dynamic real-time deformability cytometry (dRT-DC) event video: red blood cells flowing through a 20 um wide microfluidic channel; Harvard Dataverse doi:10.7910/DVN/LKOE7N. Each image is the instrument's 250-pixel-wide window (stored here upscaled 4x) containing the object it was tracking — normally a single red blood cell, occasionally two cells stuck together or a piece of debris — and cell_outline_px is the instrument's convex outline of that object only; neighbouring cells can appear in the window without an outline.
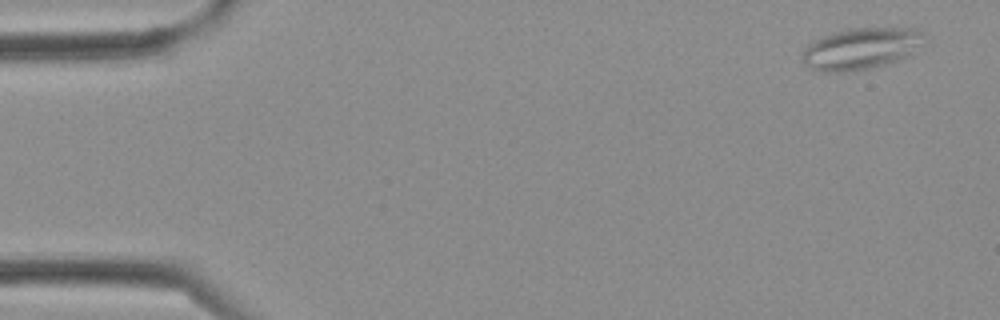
{"species": "Egyptian fruit bat (a non-hibernating species)", "species_latin": "Rousettus aegyptiacus", "temperature_condition": "cold", "stored_images_in_passage": 3, "camera_frame_rate_fps": 3000, "um_per_image_px": 0.085, "frame": {"image": 1, "passage_image": 1, "time_ms": 0.0, "image_size_px": [1000, 320], "cell_outline_px": [[928, 40], [912, 56], [884, 64], [868, 68], [844, 72], [812, 72], [800, 60], [800, 56], [804, 48], [812, 40], [848, 28], [916, 28]], "centroid_in_image_um": [73.18, 4.15], "position_along_channel_um": 11.8, "area_um2": 30.23}}